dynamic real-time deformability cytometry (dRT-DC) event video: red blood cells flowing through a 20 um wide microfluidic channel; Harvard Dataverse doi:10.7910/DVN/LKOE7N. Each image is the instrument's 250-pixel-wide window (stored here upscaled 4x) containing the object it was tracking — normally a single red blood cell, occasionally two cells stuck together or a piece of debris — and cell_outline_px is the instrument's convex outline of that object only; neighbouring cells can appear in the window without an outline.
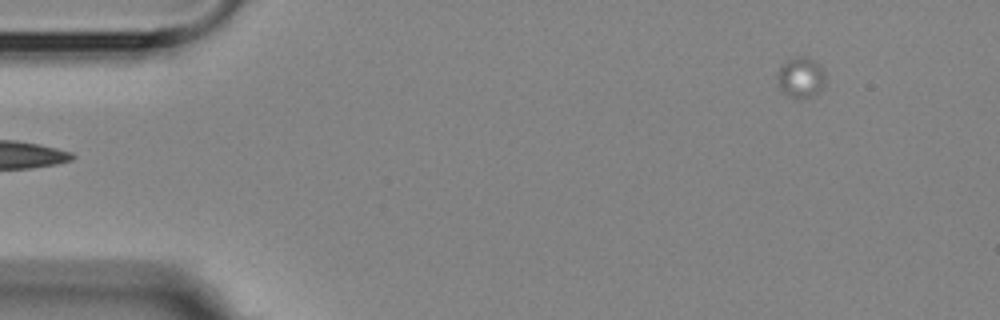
{"species": "Egyptian fruit bat (a non-hibernating species)", "species_latin": "Rousettus aegyptiacus", "temperature_condition": "room temperature", "stored_images_in_passage": 4, "segment_of_instrument_passage": [2, 2], "camera_frame_rate_fps": 3000, "um_per_image_px": 0.085, "animal": {"sex": "female"}, "frame": {"image": 1, "passage_image": 4, "time_ms": 4.333, "image_size_px": [1000, 320], "cell_outline_px": [[824, 84], [820, 92], [812, 96], [796, 100], [784, 92], [780, 88], [776, 80], [776, 72], [792, 56], [804, 56], [820, 64], [824, 68]], "centroid_in_image_um": [68.06, 6.59], "position_along_channel_um": 16.9, "area_um2": 11.56}}